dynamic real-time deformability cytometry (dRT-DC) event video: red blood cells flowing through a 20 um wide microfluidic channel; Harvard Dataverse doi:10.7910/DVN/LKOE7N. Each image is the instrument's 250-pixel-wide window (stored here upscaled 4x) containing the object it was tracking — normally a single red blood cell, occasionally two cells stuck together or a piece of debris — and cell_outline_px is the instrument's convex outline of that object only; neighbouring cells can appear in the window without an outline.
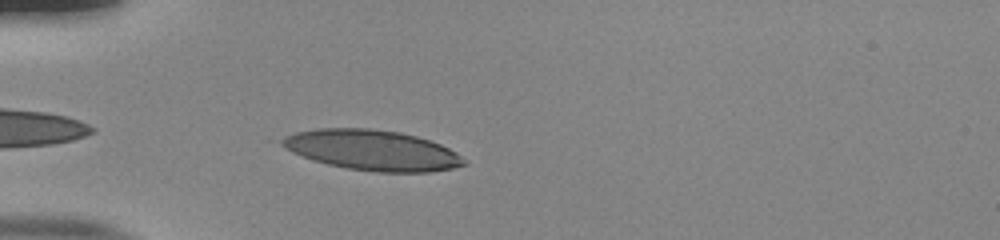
{"species": "human", "species_latin": "Homo sapiens", "temperature_condition": "room temperature", "stored_images_in_passage": 35, "camera_frame_rate_fps": 3000, "um_per_image_px": 0.085, "donor": {"sex": "male"}, "frame": {"image": 1, "passage_image": 1, "time_ms": 0.0, "image_size_px": [1000, 240], "cell_outline_px": [[468, 164], [452, 168], [432, 172], [376, 172], [348, 168], [328, 164], [312, 160], [292, 152], [276, 144], [276, 140], [284, 136], [296, 132], [316, 128], [368, 128], [400, 132], [416, 136], [440, 144], [456, 152]], "centroid_in_image_um": [31.57, 12.76], "position_along_channel_um": 53.4, "area_um2": 43.0}}
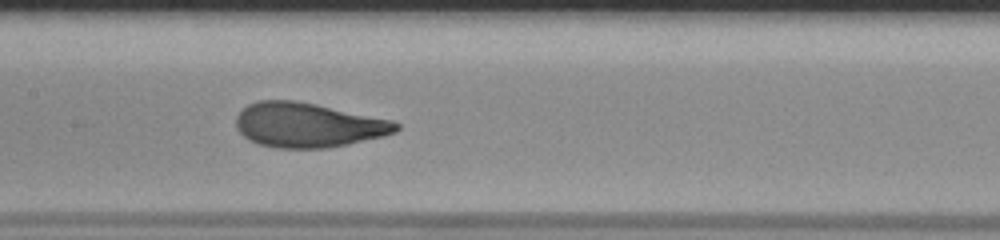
{"frame": {"image": 2, "passage_image": 12, "time_ms": 3.667, "image_size_px": [1000, 240], "cell_outline_px": [[400, 128], [396, 132], [384, 136], [348, 144], [324, 148], [276, 148], [260, 144], [248, 140], [236, 128], [236, 116], [248, 104], [256, 100], [296, 100], [316, 104], [392, 120], [400, 124]], "centroid_in_image_um": [26.17, 10.62], "position_along_channel_um": 181.2, "area_um2": 41.62}}
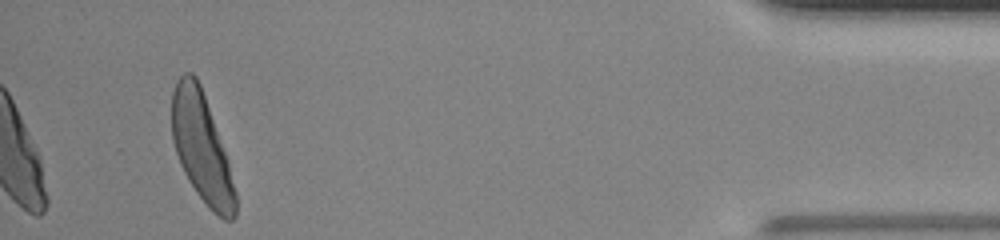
{"frame": {"image": 3, "passage_image": 35, "time_ms": 11.333, "image_size_px": [1000, 240], "cell_outline_px": [[236, 216], [232, 220], [224, 220], [212, 212], [208, 208], [196, 192], [188, 180], [180, 164], [172, 140], [172, 92], [176, 80], [184, 72], [192, 72], [196, 76], [200, 84], [224, 152], [228, 164], [236, 192]], "centroid_in_image_um": [17.11, 12.57], "position_along_channel_um": 418.1, "area_um2": 39.82}, "authors_computed_cell_mechanics": {"area_um2": 41.038, "velocity_mm_per_s": 3.9015, "shape_relaxation_time_tau1_ms": 3.4023, "shape_relaxation_time_tau2_ms": null, "deformation_change_tau1": 0.2026, "deformation_change_tau2": null}}